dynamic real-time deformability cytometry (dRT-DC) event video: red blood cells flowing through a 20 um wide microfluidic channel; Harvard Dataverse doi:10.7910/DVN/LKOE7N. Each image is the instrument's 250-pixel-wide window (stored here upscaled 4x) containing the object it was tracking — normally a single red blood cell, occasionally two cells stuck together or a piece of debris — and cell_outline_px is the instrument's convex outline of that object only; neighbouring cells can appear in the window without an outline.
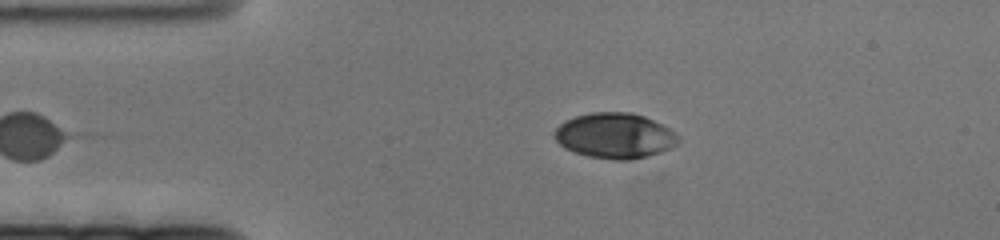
{"species": "human", "species_latin": "Homo sapiens", "temperature_condition": "cold", "stored_images_in_passage": 57, "camera_frame_rate_fps": 3000, "um_per_image_px": 0.085, "donor": {"sex": "female"}, "frame": {"image": 1, "passage_image": 3, "time_ms": 0.667, "image_size_px": [1000, 240], "cell_outline_px": [[680, 140], [672, 148], [648, 156], [628, 160], [616, 160], [588, 156], [572, 152], [564, 148], [552, 136], [552, 132], [564, 120], [576, 116], [592, 112], [632, 112], [644, 116], [668, 128], [680, 136]], "centroid_in_image_um": [52.23, 11.53], "position_along_channel_um": 32.8, "area_um2": 32.95}}
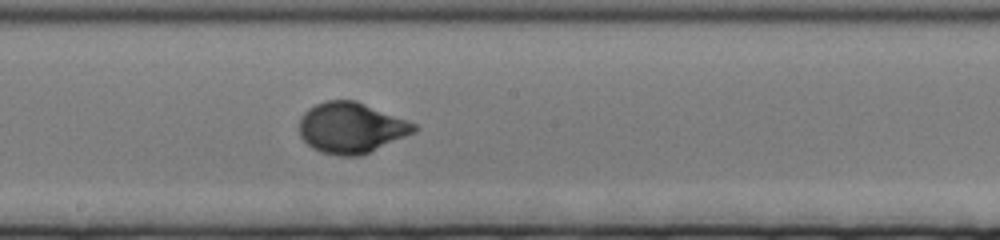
{"frame": {"image": 2, "passage_image": 29, "time_ms": 9.333, "image_size_px": [1000, 240], "cell_outline_px": [[420, 128], [416, 132], [360, 156], [340, 156], [320, 152], [312, 148], [300, 136], [300, 116], [308, 108], [324, 100], [356, 100], [416, 124]], "centroid_in_image_um": [29.84, 10.86], "position_along_channel_um": 218.4, "area_um2": 33.99}}
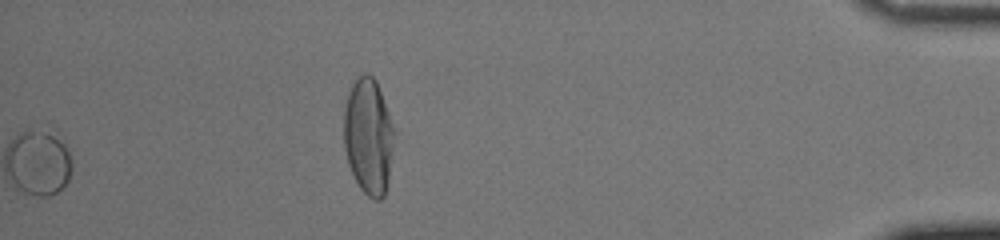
{"frame": {"image": 3, "passage_image": 57, "time_ms": 18.667, "image_size_px": [1000, 240], "cell_outline_px": [[396, 132], [388, 180], [384, 196], [380, 200], [376, 200], [368, 196], [360, 188], [348, 164], [344, 148], [344, 108], [348, 92], [352, 84], [364, 72], [372, 76], [376, 80], [396, 128]], "centroid_in_image_um": [31.34, 11.57], "position_along_channel_um": 403.9, "area_um2": 34.51}}